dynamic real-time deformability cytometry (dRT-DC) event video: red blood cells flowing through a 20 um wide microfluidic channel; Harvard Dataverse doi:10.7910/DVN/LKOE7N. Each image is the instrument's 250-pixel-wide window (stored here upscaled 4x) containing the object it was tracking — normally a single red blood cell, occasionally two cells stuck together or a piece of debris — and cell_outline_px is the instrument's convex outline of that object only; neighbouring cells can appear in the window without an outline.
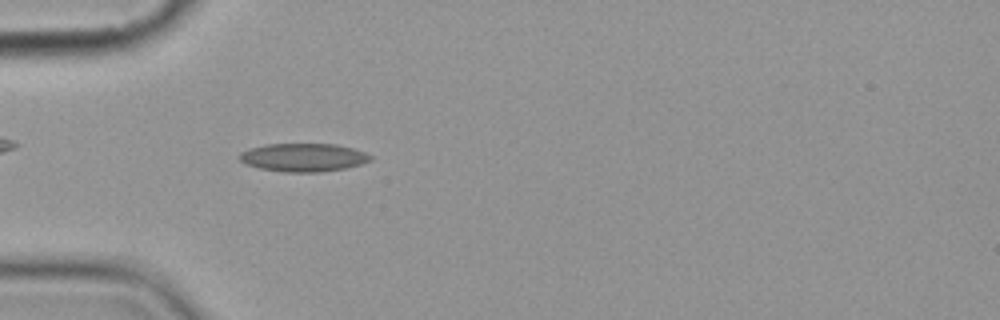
{"species": "common noctule bat (a hibernating species)", "species_latin": "Nyctalus noctula", "temperature_condition": "cold", "stored_images_in_passage": 5, "camera_frame_rate_fps": 3000, "um_per_image_px": 0.085, "animal": {"sex": "female", "body_mass_g": 19.9}, "frame": {"image": 1, "passage_image": 5, "time_ms": 4.667, "image_size_px": [1000, 320], "cell_outline_px": [[372, 160], [360, 164], [344, 168], [320, 172], [284, 172], [260, 168], [244, 164], [236, 156], [240, 152], [248, 148], [268, 144], [336, 144], [352, 148], [364, 152], [372, 156]], "centroid_in_image_um": [25.74, 13.38], "position_along_channel_um": 59.3, "area_um2": 21.62}}